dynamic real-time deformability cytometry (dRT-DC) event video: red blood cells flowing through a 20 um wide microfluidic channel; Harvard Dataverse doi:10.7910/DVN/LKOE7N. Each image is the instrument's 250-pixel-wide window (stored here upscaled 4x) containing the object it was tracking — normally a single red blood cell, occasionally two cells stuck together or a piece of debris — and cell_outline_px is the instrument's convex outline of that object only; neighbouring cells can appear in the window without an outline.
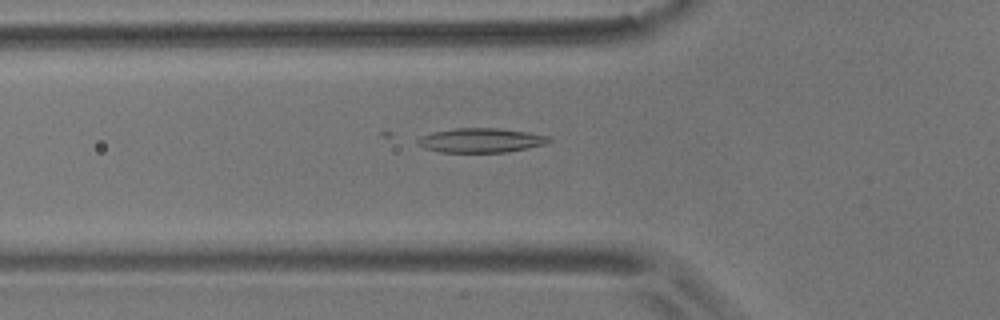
{"species": "common noctule bat (a hibernating species)", "species_latin": "Nyctalus noctula", "temperature_condition": "room temperature", "stored_images_in_passage": 38, "camera_frame_rate_fps": 3000, "um_per_image_px": 0.085, "animal": {"sex": "male", "body_mass_g": 17.9}, "frame": {"image": 1, "passage_image": 9, "time_ms": 2.667, "image_size_px": [1000, 320], "cell_outline_px": [[552, 140], [544, 144], [528, 148], [508, 152], [440, 152], [424, 148], [416, 140], [424, 136], [436, 132], [456, 128], [500, 128], [528, 132], [552, 136]], "centroid_in_image_um": [40.96, 11.93], "position_along_channel_um": 84.8, "area_um2": 18.5}}
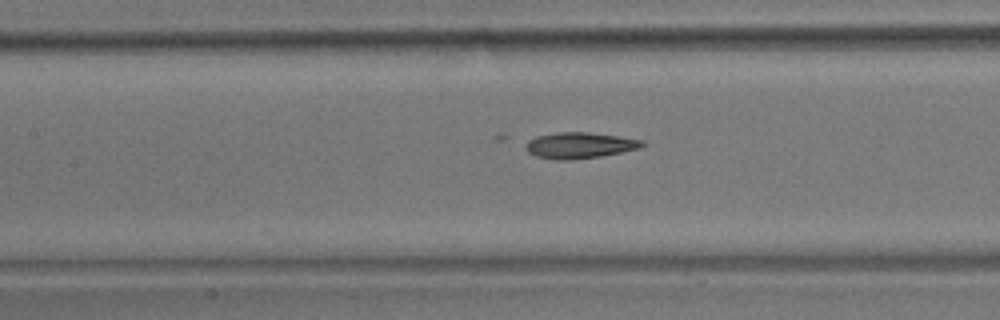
{"frame": {"image": 2, "passage_image": 15, "time_ms": 4.667, "image_size_px": [1000, 320], "cell_outline_px": [[644, 144], [640, 148], [600, 156], [572, 160], [556, 160], [536, 156], [528, 152], [524, 148], [524, 144], [528, 140], [536, 136], [556, 132], [588, 132], [644, 140]], "centroid_in_image_um": [49.21, 12.35], "position_along_channel_um": 158.2, "area_um2": 17.69}}
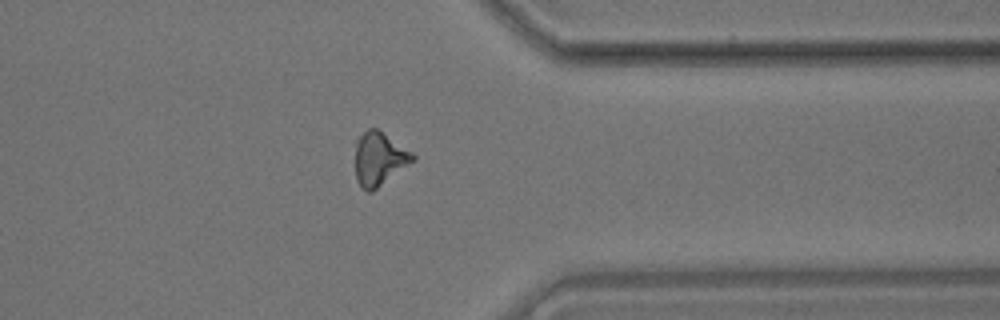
{"frame": {"image": 3, "passage_image": 34, "time_ms": 11.0, "image_size_px": [1000, 320], "cell_outline_px": [[416, 160], [372, 192], [368, 192], [356, 180], [356, 140], [368, 128], [376, 128], [412, 152], [416, 156]], "centroid_in_image_um": [32.26, 13.51], "position_along_channel_um": 379.1, "area_um2": 17.74}}